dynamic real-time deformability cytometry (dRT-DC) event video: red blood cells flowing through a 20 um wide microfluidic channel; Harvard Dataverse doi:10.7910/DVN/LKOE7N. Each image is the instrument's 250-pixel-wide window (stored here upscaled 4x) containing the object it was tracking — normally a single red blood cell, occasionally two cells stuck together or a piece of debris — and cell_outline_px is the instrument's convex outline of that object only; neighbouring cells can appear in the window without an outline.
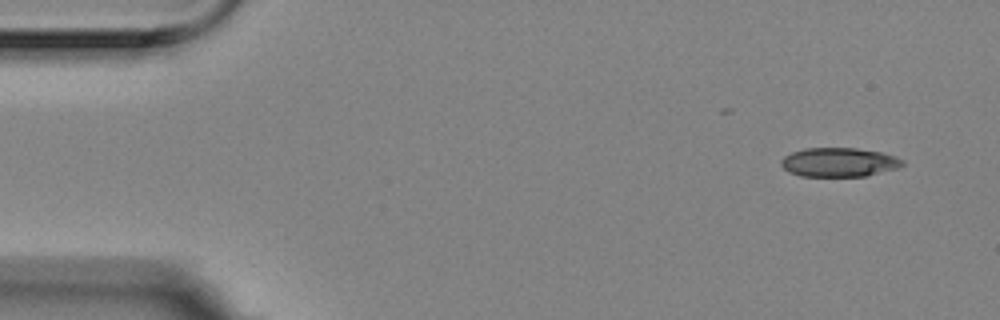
{"species": "Egyptian fruit bat (a non-hibernating species)", "species_latin": "Rousettus aegyptiacus", "temperature_condition": "room temperature", "stored_images_in_passage": 9, "camera_frame_rate_fps": 3000, "um_per_image_px": 0.085, "animal": {"sex": "female"}, "frame": {"image": 1, "passage_image": 1, "time_ms": 0.0, "image_size_px": [1000, 320], "cell_outline_px": [[904, 164], [900, 168], [868, 176], [800, 176], [788, 172], [780, 164], [780, 160], [784, 156], [792, 152], [804, 148], [856, 148], [880, 152], [896, 156], [904, 160]], "centroid_in_image_um": [71.33, 13.79], "position_along_channel_um": 13.7, "area_um2": 20.81}}
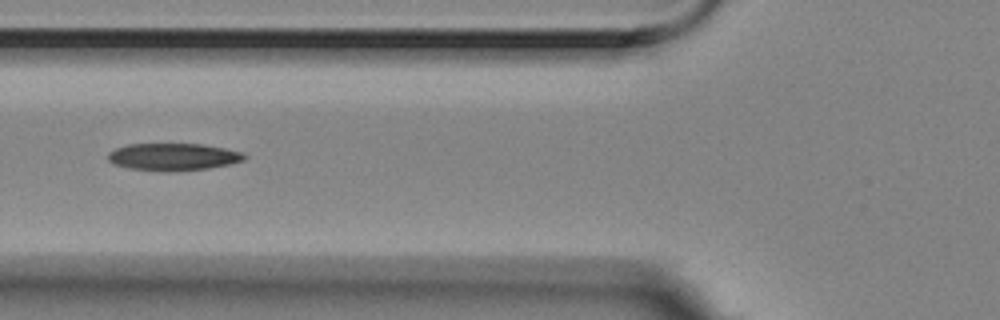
{"frame": {"image": 2, "passage_image": 6, "time_ms": 1.667, "image_size_px": [1000, 320], "cell_outline_px": [[248, 156], [244, 160], [228, 164], [208, 168], [168, 172], [164, 172], [128, 168], [116, 164], [108, 160], [108, 152], [116, 148], [128, 144], [204, 144], [244, 152]], "centroid_in_image_um": [14.74, 13.33], "position_along_channel_um": 111.1, "area_um2": 21.73}}
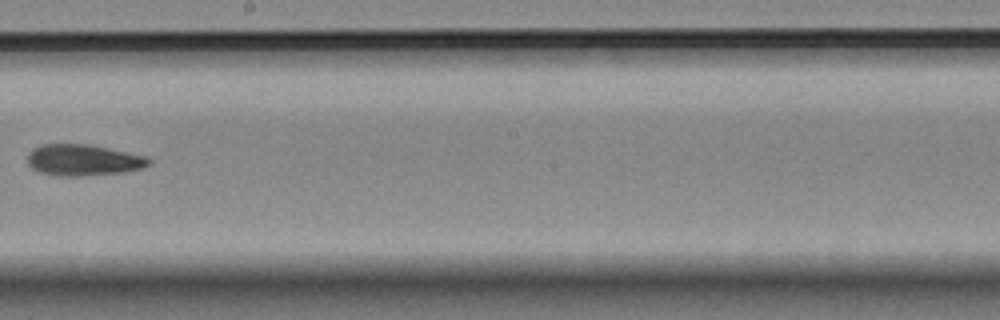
{"frame": {"image": 3, "passage_image": 9, "time_ms": 2.667, "image_size_px": [1000, 320], "cell_outline_px": [[152, 160], [148, 164], [140, 168], [120, 172], [80, 176], [68, 176], [40, 172], [32, 168], [28, 164], [28, 152], [32, 148], [40, 144], [88, 144], [144, 156]], "centroid_in_image_um": [7.01, 13.59], "position_along_channel_um": 241.2, "area_um2": 21.68}}